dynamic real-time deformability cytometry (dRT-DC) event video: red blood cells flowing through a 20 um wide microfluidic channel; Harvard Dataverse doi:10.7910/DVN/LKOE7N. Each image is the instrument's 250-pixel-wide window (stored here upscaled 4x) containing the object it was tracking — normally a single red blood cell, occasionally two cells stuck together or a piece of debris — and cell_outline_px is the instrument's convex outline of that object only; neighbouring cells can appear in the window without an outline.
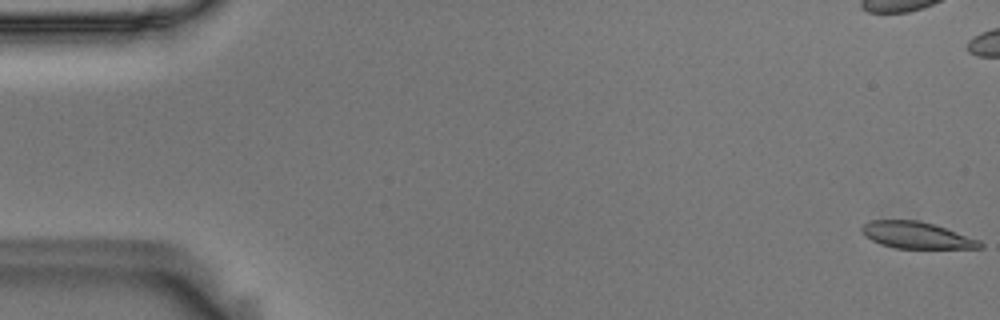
{"species": "Egyptian fruit bat (a non-hibernating species)", "species_latin": "Rousettus aegyptiacus", "temperature_condition": "room temperature", "stored_images_in_passage": 25, "camera_frame_rate_fps": 3000, "um_per_image_px": 0.085, "animal": {"sex": "male"}, "frame": {"image": 1, "passage_image": 1, "time_ms": 0.0, "image_size_px": [1000, 320], "cell_outline_px": [[984, 248], [896, 248], [880, 244], [864, 236], [860, 232], [860, 228], [868, 220], [916, 220], [932, 224], [980, 240], [984, 244]], "centroid_in_image_um": [77.86, 19.99], "position_along_channel_um": 7.1, "area_um2": 18.26}}